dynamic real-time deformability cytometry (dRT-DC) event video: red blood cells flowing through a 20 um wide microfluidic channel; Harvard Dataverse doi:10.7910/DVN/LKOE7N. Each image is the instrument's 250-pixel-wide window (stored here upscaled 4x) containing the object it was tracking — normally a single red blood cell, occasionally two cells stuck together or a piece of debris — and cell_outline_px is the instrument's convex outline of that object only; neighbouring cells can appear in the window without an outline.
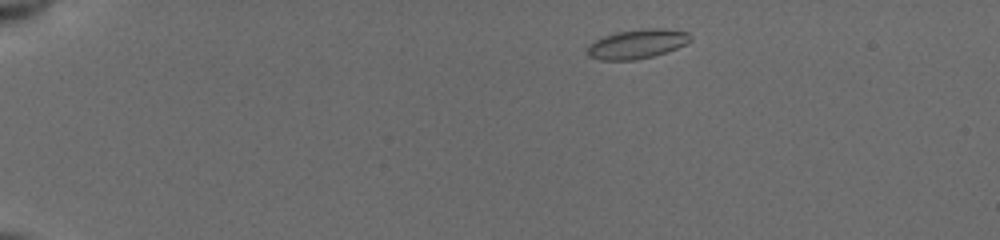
{"species": "common noctule bat (a hibernating species)", "species_latin": "Nyctalus noctula", "temperature_condition": "cold", "stored_images_in_passage": 47, "camera_frame_rate_fps": 3000, "um_per_image_px": 0.085, "animal": {"sex": "female", "body_mass_g": 19.5, "forearm_length_mm": 54.1}, "frame": {"image": 1, "passage_image": 3, "time_ms": 0.667, "image_size_px": [1000, 240], "cell_outline_px": [[692, 40], [676, 48], [652, 56], [632, 60], [600, 60], [588, 56], [588, 44], [604, 36], [616, 32], [640, 28], [664, 28], [688, 32], [692, 36]], "centroid_in_image_um": [54.15, 3.72], "position_along_channel_um": 30.8, "area_um2": 17.57}}
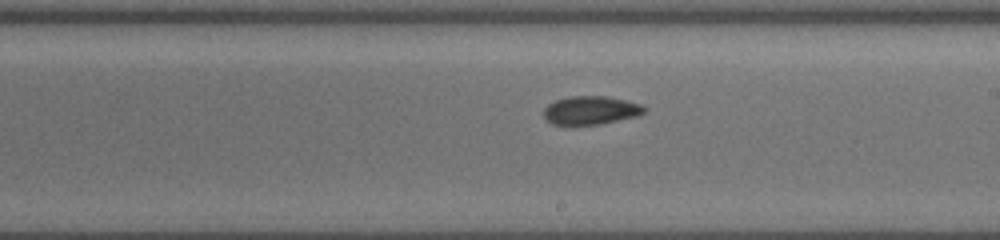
{"frame": {"image": 2, "passage_image": 26, "time_ms": 8.333, "image_size_px": [1000, 240], "cell_outline_px": [[644, 112], [636, 116], [600, 124], [552, 124], [544, 116], [544, 108], [548, 104], [556, 100], [568, 96], [608, 96], [640, 104], [644, 108]], "centroid_in_image_um": [50.18, 9.36], "position_along_channel_um": 238.8, "area_um2": 16.36}}
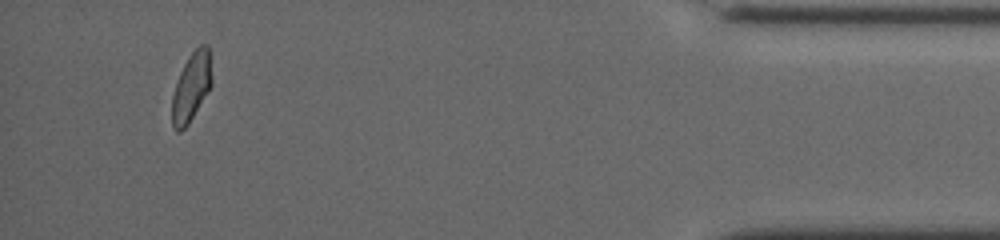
{"frame": {"image": 3, "passage_image": 44, "time_ms": 14.333, "image_size_px": [1000, 240], "cell_outline_px": [[212, 84], [208, 92], [188, 124], [180, 132], [176, 132], [172, 124], [172, 96], [176, 80], [188, 56], [200, 44], [208, 44], [212, 80]], "centroid_in_image_um": [16.26, 7.39], "position_along_channel_um": 418.9, "area_um2": 15.95}, "authors_computed_cell_mechanics": {"area_um2": 16.762, "velocity_mm_per_s": 3.9007, "shape_relaxation_time_tau1_ms": null, "shape_relaxation_time_tau2_ms": 3.1274, "deformation_change_tau1": null, "deformation_change_tau2": 0.0858}}